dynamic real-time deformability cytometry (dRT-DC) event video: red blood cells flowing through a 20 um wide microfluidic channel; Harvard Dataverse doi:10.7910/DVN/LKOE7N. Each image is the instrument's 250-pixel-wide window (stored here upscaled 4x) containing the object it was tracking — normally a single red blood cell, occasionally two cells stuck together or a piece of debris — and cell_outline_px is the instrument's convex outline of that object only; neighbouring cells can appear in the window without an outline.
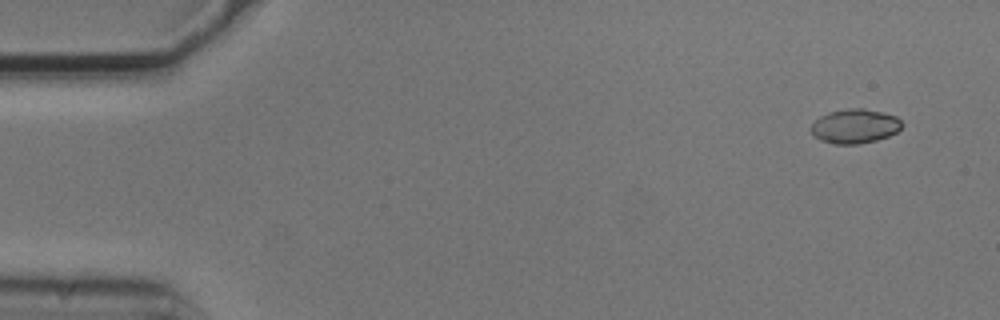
{"species": "common noctule bat (a hibernating species)", "species_latin": "Nyctalus noctula", "temperature_condition": "cold", "stored_images_in_passage": 4, "camera_frame_rate_fps": 3000, "um_per_image_px": 0.085, "animal": {"sex": "male", "body_mass_g": 20.5, "forearm_length_mm": 52.5}, "frame": {"image": 1, "passage_image": 1, "time_ms": 0.0, "image_size_px": [1000, 320], "cell_outline_px": [[904, 124], [896, 132], [888, 136], [876, 140], [860, 144], [832, 144], [820, 140], [812, 132], [812, 124], [820, 116], [828, 112], [848, 108], [864, 108], [896, 116]], "centroid_in_image_um": [72.67, 10.72], "position_along_channel_um": 12.3, "area_um2": 18.09}}